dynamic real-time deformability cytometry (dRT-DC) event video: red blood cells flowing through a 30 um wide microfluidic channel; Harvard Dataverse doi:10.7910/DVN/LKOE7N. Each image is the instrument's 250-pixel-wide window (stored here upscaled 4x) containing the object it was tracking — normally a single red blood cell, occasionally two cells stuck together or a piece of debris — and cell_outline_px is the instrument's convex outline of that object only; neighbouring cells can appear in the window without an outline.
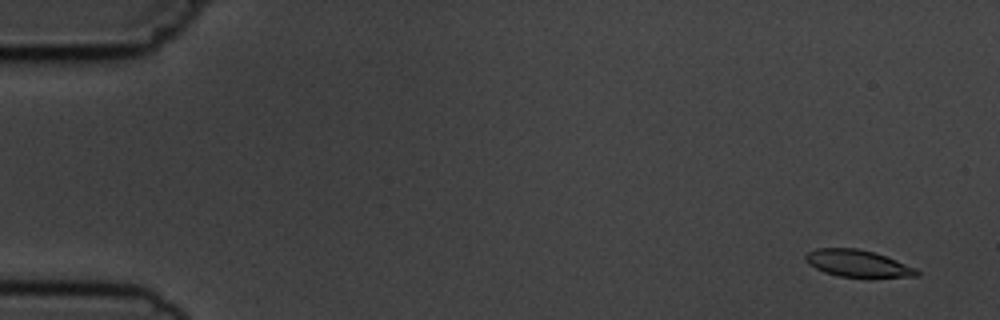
{"species": "common noctule bat (a hibernating species)", "species_latin": "Nyctalus noctula", "temperature_condition": "cold", "stored_images_in_passage": 6, "camera_frame_rate_fps": 3000, "um_per_image_px": 0.085, "animal": {"sex": "male", "body_mass_g": 19.5, "forearm_length_mm": 54.6}, "frame": {"image": 1, "passage_image": 1, "time_ms": 0.0, "image_size_px": [1000, 320], "cell_outline_px": [[920, 276], [868, 280], [840, 276], [824, 272], [808, 264], [804, 260], [804, 256], [808, 252], [816, 248], [856, 248], [872, 252], [896, 260], [916, 268], [920, 272]], "centroid_in_image_um": [72.95, 22.45], "position_along_channel_um": 12.0, "area_um2": 18.21}}
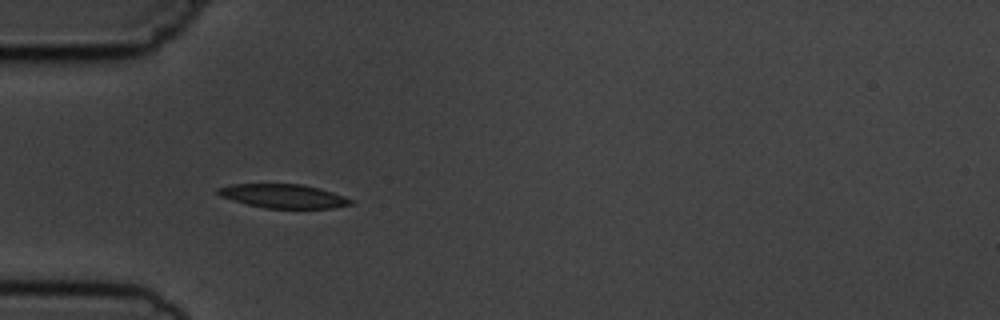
{"frame": {"image": 2, "passage_image": 5, "time_ms": 4.667, "image_size_px": [1000, 320], "cell_outline_px": [[352, 204], [332, 208], [264, 208], [232, 200], [220, 196], [216, 192], [216, 188], [228, 184], [304, 184], [332, 192], [344, 196], [352, 200]], "centroid_in_image_um": [24.04, 16.66], "position_along_channel_um": 61.0, "area_um2": 18.44}}
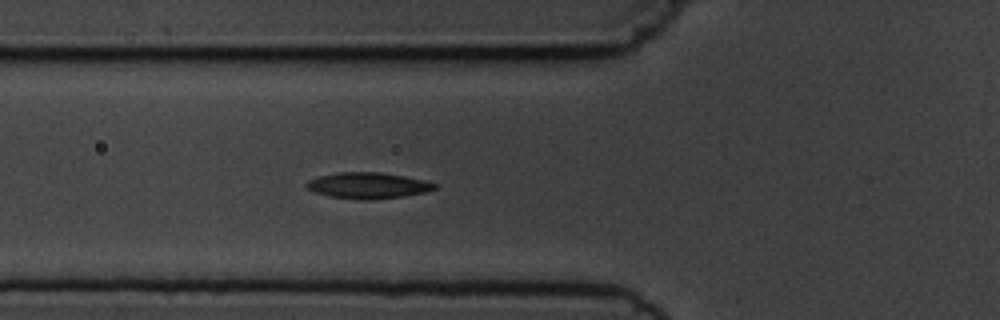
{"frame": {"image": 3, "passage_image": 6, "time_ms": 5.667, "image_size_px": [1000, 320], "cell_outline_px": [[440, 184], [436, 188], [424, 192], [404, 196], [368, 200], [360, 200], [328, 196], [312, 192], [304, 184], [308, 180], [320, 176], [336, 172], [380, 172], [428, 180]], "centroid_in_image_um": [31.29, 15.76], "position_along_channel_um": 94.5, "area_um2": 19.71}}